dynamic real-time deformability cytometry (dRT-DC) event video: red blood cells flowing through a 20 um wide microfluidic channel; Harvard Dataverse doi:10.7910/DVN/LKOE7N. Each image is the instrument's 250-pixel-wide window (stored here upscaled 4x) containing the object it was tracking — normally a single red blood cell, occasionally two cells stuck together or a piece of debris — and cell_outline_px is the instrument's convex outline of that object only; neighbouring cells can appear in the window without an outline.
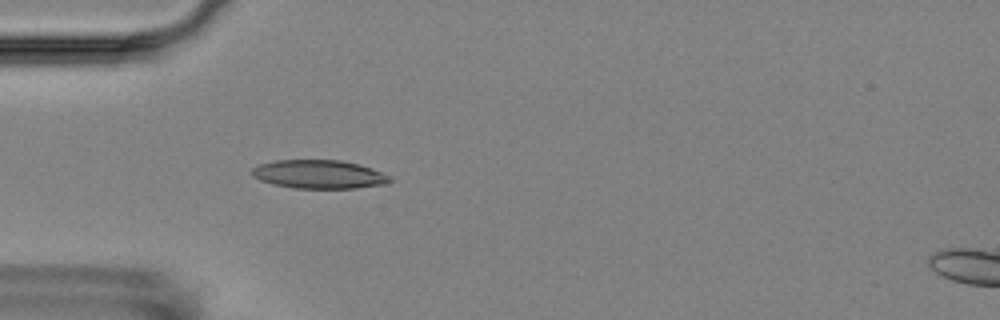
{"species": "Egyptian fruit bat (a non-hibernating species)", "species_latin": "Rousettus aegyptiacus", "temperature_condition": "room temperature", "stored_images_in_passage": 4, "camera_frame_rate_fps": 3000, "um_per_image_px": 0.085, "animal": {"sex": "female"}, "frame": {"image": 1, "passage_image": 4, "time_ms": 3.667, "image_size_px": [1000, 320], "cell_outline_px": [[392, 180], [384, 184], [356, 188], [296, 188], [272, 184], [260, 180], [252, 176], [252, 168], [260, 164], [276, 160], [340, 160], [360, 164], [372, 168], [392, 176]], "centroid_in_image_um": [27.13, 14.81], "position_along_channel_um": 57.9, "area_um2": 23.0}}